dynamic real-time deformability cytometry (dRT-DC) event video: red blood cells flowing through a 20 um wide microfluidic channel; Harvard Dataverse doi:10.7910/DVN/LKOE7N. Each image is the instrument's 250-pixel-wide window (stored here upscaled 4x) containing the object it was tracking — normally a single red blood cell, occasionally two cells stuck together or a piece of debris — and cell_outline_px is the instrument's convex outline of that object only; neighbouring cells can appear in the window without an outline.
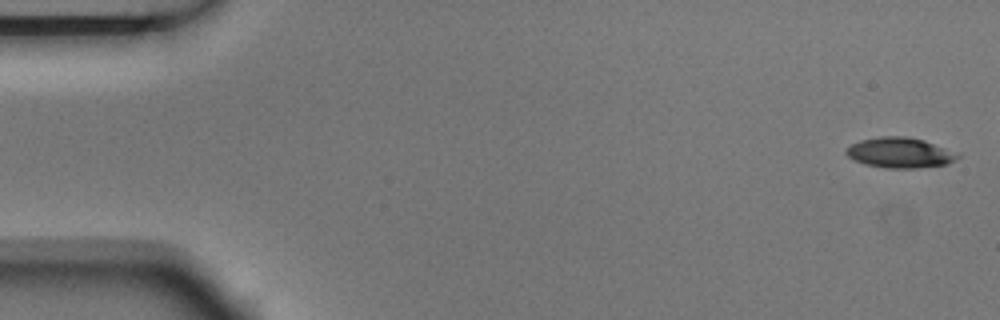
{"species": "Egyptian fruit bat (a non-hibernating species)", "species_latin": "Rousettus aegyptiacus", "temperature_condition": "room temperature", "stored_images_in_passage": 3, "segment_of_instrument_passage": [2, 2], "camera_frame_rate_fps": 3000, "um_per_image_px": 0.085, "animal": {"sex": "male"}, "frame": {"image": 1, "passage_image": 3, "time_ms": 0.667, "image_size_px": [1000, 320], "cell_outline_px": [[960, 156], [948, 164], [916, 168], [888, 168], [864, 164], [848, 156], [844, 152], [852, 144], [860, 140], [880, 136], [908, 136], [924, 140], [960, 152]], "centroid_in_image_um": [76.54, 12.97], "position_along_channel_um": 8.5, "area_um2": 19.83}}